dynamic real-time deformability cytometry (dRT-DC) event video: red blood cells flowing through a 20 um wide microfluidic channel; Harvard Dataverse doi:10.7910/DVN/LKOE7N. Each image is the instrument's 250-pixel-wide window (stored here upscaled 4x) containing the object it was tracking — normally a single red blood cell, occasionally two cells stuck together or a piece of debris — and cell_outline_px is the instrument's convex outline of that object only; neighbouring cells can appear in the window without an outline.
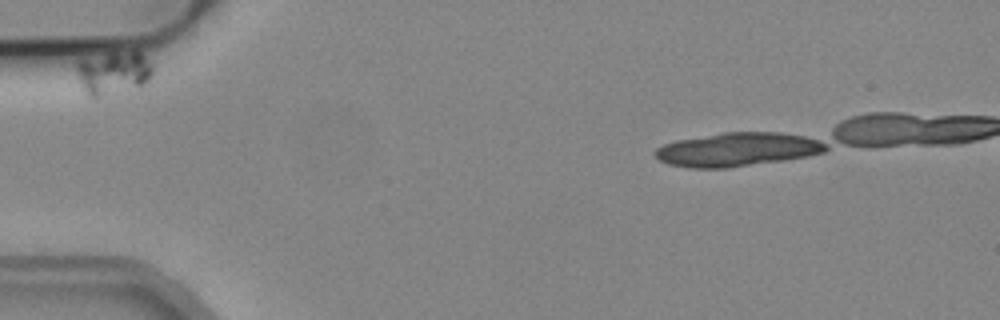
{"species": "common noctule bat (a hibernating species)", "species_latin": "Nyctalus noctula", "temperature_condition": "cold", "stored_images_in_passage": 5, "camera_frame_rate_fps": 3000, "um_per_image_px": 0.085, "animal": {"sex": "male", "body_mass_g": 19.2, "forearm_length_mm": 51.8}, "frame": {"image": 1, "passage_image": 1, "time_ms": 0.0, "image_size_px": [1000, 320], "cell_outline_px": [[152, 72], [148, 80], [144, 84], [96, 100], [92, 100], [88, 96], [76, 72], [76, 64], [80, 60], [112, 52], [140, 52], [152, 64]], "centroid_in_image_um": [9.61, 6.22], "position_along_channel_um": 75.4, "area_um2": 19.19}}
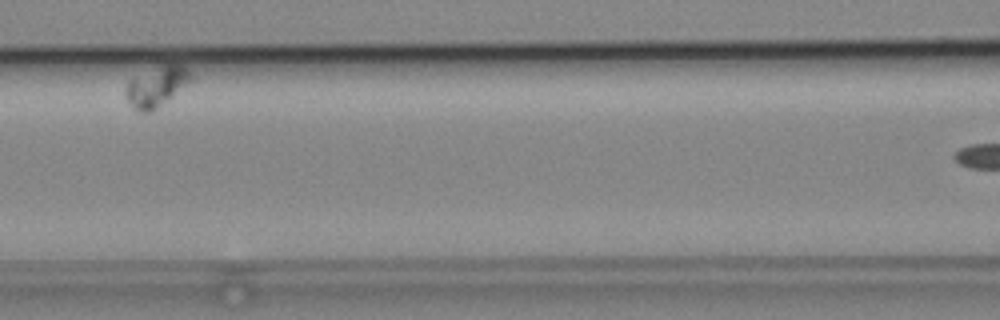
{"frame": {"image": 2, "passage_image": 3, "time_ms": 0.667, "image_size_px": [1000, 320], "cell_outline_px": [[188, 80], [172, 96], [152, 112], [140, 112], [128, 104], [124, 96], [124, 92], [128, 84], [132, 80], [160, 64], [180, 64], [188, 72]], "centroid_in_image_um": [13.2, 7.39], "position_along_channel_um": 153.4, "area_um2": 14.51}}